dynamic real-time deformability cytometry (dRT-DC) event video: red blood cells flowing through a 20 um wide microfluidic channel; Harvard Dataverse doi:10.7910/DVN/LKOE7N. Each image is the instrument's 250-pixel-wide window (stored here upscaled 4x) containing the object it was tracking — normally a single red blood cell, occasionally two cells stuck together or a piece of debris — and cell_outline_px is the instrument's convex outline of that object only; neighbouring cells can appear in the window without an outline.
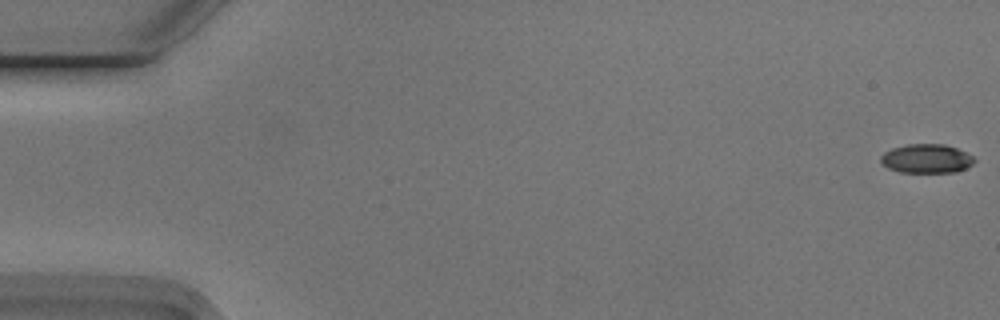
{"species": "Egyptian fruit bat (a non-hibernating species)", "species_latin": "Rousettus aegyptiacus", "temperature_condition": "cold", "stored_images_in_passage": 55, "camera_frame_rate_fps": 3000, "um_per_image_px": 0.085, "animal": {"sex": "male"}, "frame": {"image": 1, "passage_image": 1, "time_ms": 0.0, "image_size_px": [1000, 320], "cell_outline_px": [[976, 160], [972, 164], [956, 172], [900, 172], [888, 168], [880, 164], [880, 156], [884, 152], [892, 148], [908, 144], [944, 144], [956, 148], [972, 156]], "centroid_in_image_um": [78.71, 13.48], "position_along_channel_um": 6.3, "area_um2": 15.78}}
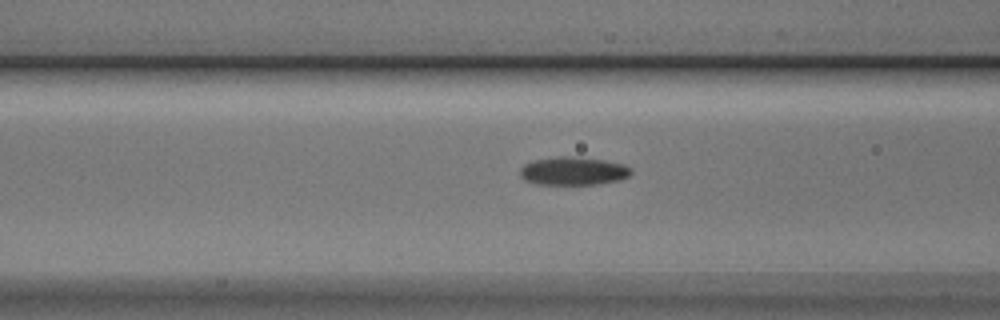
{"frame": {"image": 2, "passage_image": 22, "time_ms": 7.0, "image_size_px": [1000, 320], "cell_outline_px": [[632, 172], [628, 176], [620, 180], [600, 184], [536, 184], [524, 180], [520, 176], [520, 168], [524, 164], [536, 160], [556, 156], [572, 156], [600, 160], [624, 164], [632, 168]], "centroid_in_image_um": [48.72, 14.54], "position_along_channel_um": 117.9, "area_um2": 18.26}}
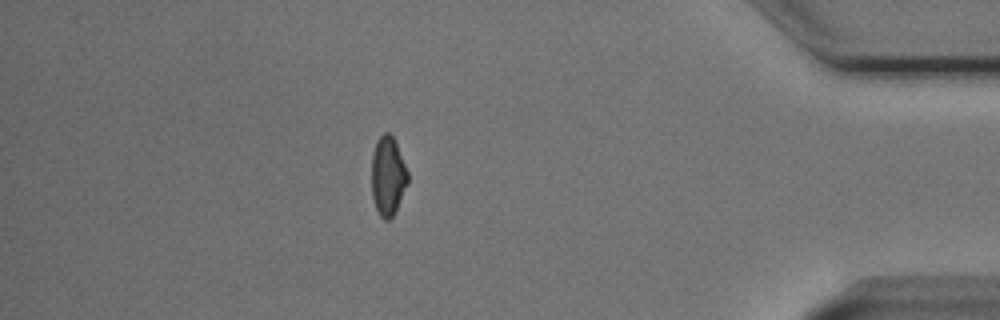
{"frame": {"image": 3, "passage_image": 48, "time_ms": 15.667, "image_size_px": [1000, 320], "cell_outline_px": [[408, 180], [396, 208], [392, 216], [388, 220], [384, 220], [380, 216], [376, 208], [372, 196], [372, 152], [376, 140], [384, 132], [388, 132], [392, 136], [396, 144], [408, 172]], "centroid_in_image_um": [32.94, 14.93], "position_along_channel_um": 402.3, "area_um2": 16.36}, "authors_computed_cell_mechanics": {"area_um2": 17.1666, "velocity_mm_per_s": 3.7768, "shape_relaxation_time_tau1_ms": 3.797, "shape_relaxation_time_tau2_ms": 3.0151, "deformation_change_tau1": 0.1505, "deformation_change_tau2": 0.0912}}